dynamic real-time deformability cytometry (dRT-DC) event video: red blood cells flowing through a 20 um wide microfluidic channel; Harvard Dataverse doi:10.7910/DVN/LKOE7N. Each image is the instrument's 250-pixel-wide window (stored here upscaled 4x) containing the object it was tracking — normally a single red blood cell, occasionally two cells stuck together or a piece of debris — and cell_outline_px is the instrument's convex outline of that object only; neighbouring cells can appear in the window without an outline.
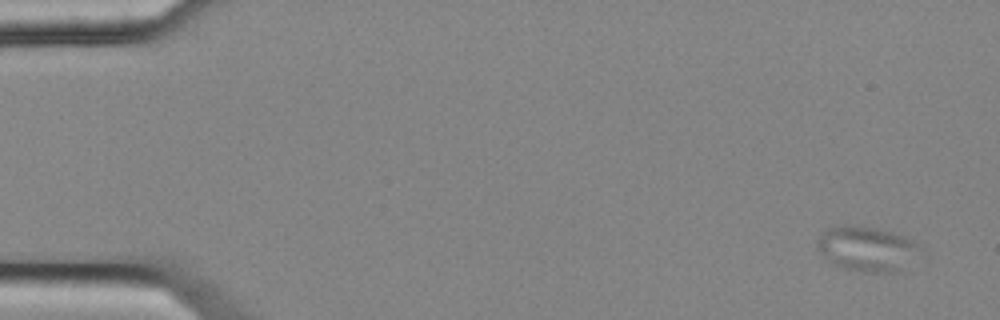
{"species": "common noctule bat (a hibernating species)", "species_latin": "Nyctalus noctula", "temperature_condition": "cold", "stored_images_in_passage": 5, "camera_frame_rate_fps": 3000, "um_per_image_px": 0.085, "animal": {"sex": "female", "body_mass_g": 25.1}, "frame": {"image": 1, "passage_image": 1, "time_ms": 0.0, "image_size_px": [1000, 320], "cell_outline_px": [[924, 248], [904, 272], [864, 272], [844, 268], [832, 264], [816, 248], [816, 244], [820, 236], [828, 228], [852, 224], [876, 228], [904, 236]], "centroid_in_image_um": [73.74, 21.17], "position_along_channel_um": 11.3, "area_um2": 27.22}}
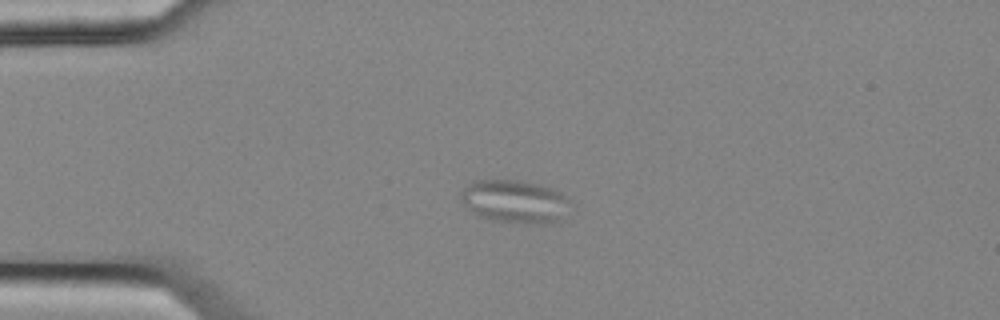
{"frame": {"image": 2, "passage_image": 4, "time_ms": 1.0, "image_size_px": [1000, 320], "cell_outline_px": [[568, 200], [560, 220], [492, 220], [476, 216], [464, 208], [460, 196], [460, 192], [472, 180], [516, 180], [536, 184], [552, 188], [560, 192]], "centroid_in_image_um": [43.58, 17.05], "position_along_channel_um": 41.4, "area_um2": 26.18}}